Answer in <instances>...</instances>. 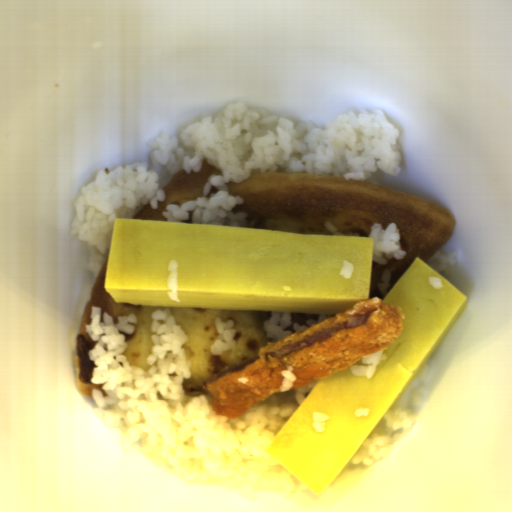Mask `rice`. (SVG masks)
<instances>
[{
  "mask_svg": "<svg viewBox=\"0 0 512 512\" xmlns=\"http://www.w3.org/2000/svg\"><path fill=\"white\" fill-rule=\"evenodd\" d=\"M91 324L85 332L97 342L87 355L97 367L90 383L103 385L109 396L91 388L97 407L92 414L106 426L119 430L123 449L134 442L155 467L166 470L186 484H209L237 491L245 500H256L257 492L278 493L290 498L294 492L310 490L301 480L265 451L293 415L317 381L291 388L297 380L285 364L280 392L250 406L238 417L216 414L206 393L185 394L182 383L191 379L183 345L188 337L176 325L171 310L151 314L154 347L148 355L149 371L130 366L125 337L138 324L135 312L113 317L92 305Z\"/></svg>",
  "mask_w": 512,
  "mask_h": 512,
  "instance_id": "652b925c",
  "label": "rice"
},
{
  "mask_svg": "<svg viewBox=\"0 0 512 512\" xmlns=\"http://www.w3.org/2000/svg\"><path fill=\"white\" fill-rule=\"evenodd\" d=\"M399 136V128L378 107L359 114L349 110L323 129L313 121L235 100L212 115L196 118L176 136L169 137L164 131L146 142L151 146V164L165 166L171 176L182 170L187 175L200 172L205 158L222 173L207 177L202 196L214 186L218 192L211 197H198L181 206L167 204V211L161 212L167 222L190 220L188 212L193 211L191 224L248 228L249 214L232 212L245 200L229 194V181L242 182L252 172L302 173L365 182L379 169L397 177L402 170Z\"/></svg>",
  "mask_w": 512,
  "mask_h": 512,
  "instance_id": "023b6e5f",
  "label": "rice"
},
{
  "mask_svg": "<svg viewBox=\"0 0 512 512\" xmlns=\"http://www.w3.org/2000/svg\"><path fill=\"white\" fill-rule=\"evenodd\" d=\"M161 174L149 169L147 162L119 166L109 173L99 169L95 181L81 186L74 201L75 216L69 234L85 243L89 258L84 266L99 276L110 248L114 221L126 218L128 210L149 203L158 210V202L166 200L160 190Z\"/></svg>",
  "mask_w": 512,
  "mask_h": 512,
  "instance_id": "8eca5e8b",
  "label": "rice"
},
{
  "mask_svg": "<svg viewBox=\"0 0 512 512\" xmlns=\"http://www.w3.org/2000/svg\"><path fill=\"white\" fill-rule=\"evenodd\" d=\"M427 386L412 389L407 406L395 405L384 414L386 427L373 429L364 440L352 463L371 465L392 454L397 445L409 434L419 414L413 408L422 404Z\"/></svg>",
  "mask_w": 512,
  "mask_h": 512,
  "instance_id": "acb35da6",
  "label": "rice"
},
{
  "mask_svg": "<svg viewBox=\"0 0 512 512\" xmlns=\"http://www.w3.org/2000/svg\"><path fill=\"white\" fill-rule=\"evenodd\" d=\"M368 237L374 238L372 261L381 265H387V259L395 258L403 260L407 251L401 249V235L397 223H390L386 230H383L381 223H373L370 226Z\"/></svg>",
  "mask_w": 512,
  "mask_h": 512,
  "instance_id": "b023fe2a",
  "label": "rice"
},
{
  "mask_svg": "<svg viewBox=\"0 0 512 512\" xmlns=\"http://www.w3.org/2000/svg\"><path fill=\"white\" fill-rule=\"evenodd\" d=\"M334 315L331 314H319L317 320L307 319L305 321L307 326H302L294 322L292 324V315L291 312H272L271 318L265 320L262 324L263 332H266V338L269 339H278L288 334L294 333L296 331L302 330L309 326L320 323ZM293 325V329L295 331H284L285 328Z\"/></svg>",
  "mask_w": 512,
  "mask_h": 512,
  "instance_id": "e3fd555f",
  "label": "rice"
},
{
  "mask_svg": "<svg viewBox=\"0 0 512 512\" xmlns=\"http://www.w3.org/2000/svg\"><path fill=\"white\" fill-rule=\"evenodd\" d=\"M214 324L217 332V338L210 346L212 354L221 355L222 351L235 349L236 342L234 337L237 330L233 329L235 324L234 319L229 318L224 321L219 317H215Z\"/></svg>",
  "mask_w": 512,
  "mask_h": 512,
  "instance_id": "a3056103",
  "label": "rice"
},
{
  "mask_svg": "<svg viewBox=\"0 0 512 512\" xmlns=\"http://www.w3.org/2000/svg\"><path fill=\"white\" fill-rule=\"evenodd\" d=\"M458 253V250L445 252L440 248L425 262L439 274L444 273L445 276L450 277L452 275V268L457 264L456 257Z\"/></svg>",
  "mask_w": 512,
  "mask_h": 512,
  "instance_id": "f2f60c81",
  "label": "rice"
},
{
  "mask_svg": "<svg viewBox=\"0 0 512 512\" xmlns=\"http://www.w3.org/2000/svg\"><path fill=\"white\" fill-rule=\"evenodd\" d=\"M382 354H383V349L380 351H377L375 353H372L370 355L362 356V358H361L362 363H365L368 365H352L349 368L352 375L365 376L366 378H371L372 376H374L380 361H384L387 358V357H382Z\"/></svg>",
  "mask_w": 512,
  "mask_h": 512,
  "instance_id": "0b520998",
  "label": "rice"
}]
</instances>
